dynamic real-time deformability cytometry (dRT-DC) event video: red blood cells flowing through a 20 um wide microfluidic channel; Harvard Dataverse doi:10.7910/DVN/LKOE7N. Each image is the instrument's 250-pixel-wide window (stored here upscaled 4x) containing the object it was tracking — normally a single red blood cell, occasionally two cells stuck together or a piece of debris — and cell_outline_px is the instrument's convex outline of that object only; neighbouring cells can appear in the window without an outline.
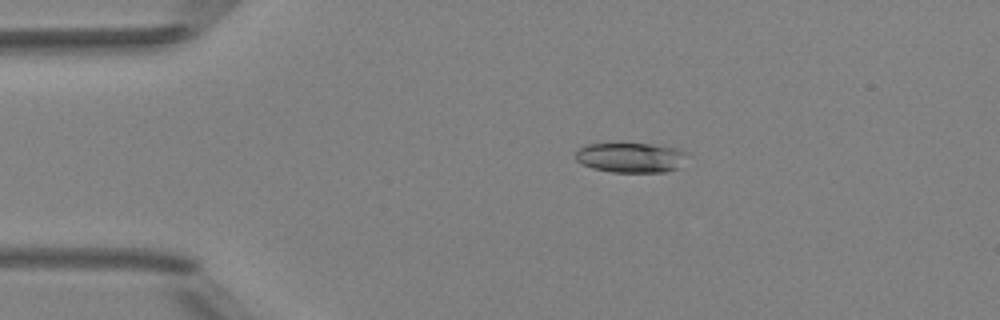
{"species": "Egyptian fruit bat (a non-hibernating species)", "species_latin": "Rousettus aegyptiacus", "temperature_condition": "room temperature", "stored_images_in_passage": 4, "camera_frame_rate_fps": 3000, "um_per_image_px": 0.085, "animal": {"sex": "female"}, "frame": {"image": 1, "passage_image": 2, "time_ms": 2.0, "image_size_px": [1000, 320], "cell_outline_px": [[692, 156], [680, 168], [664, 172], [612, 172], [592, 168], [576, 160], [576, 152], [584, 144], [616, 140], [620, 140], [652, 144], [680, 148], [688, 152]], "centroid_in_image_um": [53.69, 13.33], "position_along_channel_um": 31.3, "area_um2": 20.92}}
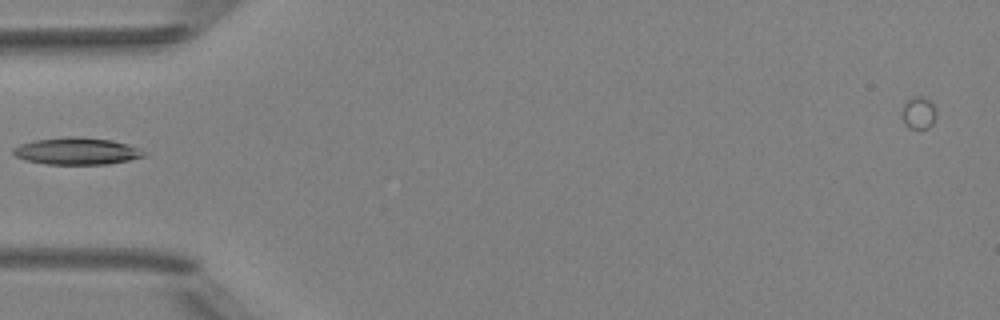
{"frame": {"image": 2, "passage_image": 4, "time_ms": 4.333, "image_size_px": [1000, 320], "cell_outline_px": [[148, 156], [108, 164], [44, 164], [24, 160], [16, 156], [12, 152], [12, 148], [20, 144], [36, 140], [68, 136], [80, 136], [112, 140], [128, 144], [148, 152]], "centroid_in_image_um": [6.55, 12.84], "position_along_channel_um": 78.4, "area_um2": 20.81}}